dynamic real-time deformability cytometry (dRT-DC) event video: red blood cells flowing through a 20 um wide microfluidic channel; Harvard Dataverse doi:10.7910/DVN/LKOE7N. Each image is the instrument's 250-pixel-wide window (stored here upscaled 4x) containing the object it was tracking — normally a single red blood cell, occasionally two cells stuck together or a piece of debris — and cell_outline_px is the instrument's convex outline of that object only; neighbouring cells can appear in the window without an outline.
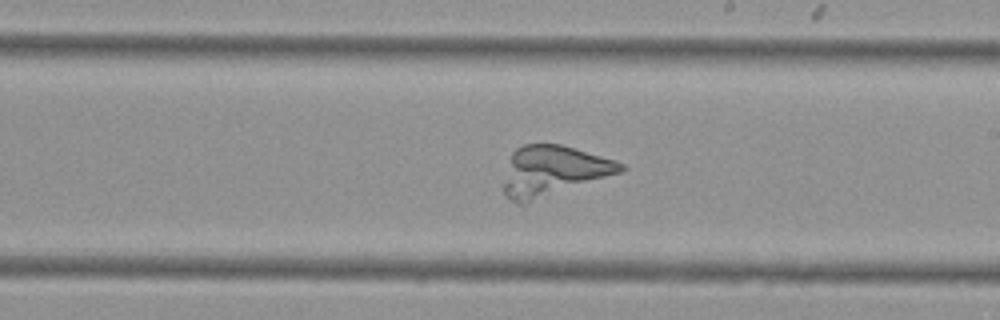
{"species": "Egyptian fruit bat (a non-hibernating species)", "species_latin": "Rousettus aegyptiacus", "temperature_condition": "cold", "stored_images_in_passage": 28, "camera_frame_rate_fps": 3000, "um_per_image_px": 0.085, "animal": {"sex": "female"}, "frame": {"image": 1, "passage_image": 24, "time_ms": 7.667, "image_size_px": [1000, 320], "cell_outline_px": [[628, 168], [620, 172], [524, 204], [520, 204], [512, 200], [504, 192], [504, 184], [512, 152], [516, 148], [524, 144], [560, 144], [616, 160], [624, 164]], "centroid_in_image_um": [47.03, 14.51], "position_along_channel_um": 242.0, "area_um2": 33.52}}